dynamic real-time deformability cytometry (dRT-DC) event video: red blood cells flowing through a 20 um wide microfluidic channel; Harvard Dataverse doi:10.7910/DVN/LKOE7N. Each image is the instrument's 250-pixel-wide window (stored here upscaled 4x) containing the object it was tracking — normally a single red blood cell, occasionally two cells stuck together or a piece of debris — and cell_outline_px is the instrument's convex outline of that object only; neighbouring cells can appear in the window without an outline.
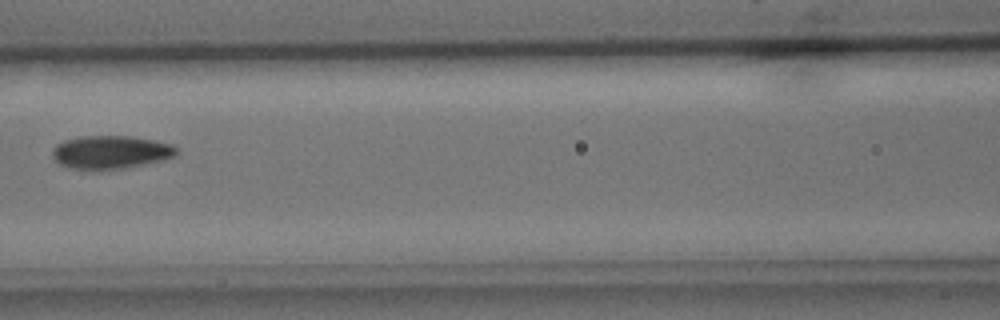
{"species": "common noctule bat (a hibernating species)", "species_latin": "Nyctalus noctula", "temperature_condition": "cold", "stored_images_in_passage": 3, "camera_frame_rate_fps": 3000, "um_per_image_px": 0.085, "animal": {"sex": "male", "body_mass_g": 15.6}, "frame": {"image": 1, "passage_image": 3, "time_ms": 2.333, "image_size_px": [1000, 320], "cell_outline_px": [[180, 152], [176, 156], [164, 160], [124, 168], [68, 168], [60, 164], [52, 156], [52, 148], [56, 144], [64, 140], [80, 136], [132, 136], [172, 144]], "centroid_in_image_um": [9.43, 12.91], "position_along_channel_um": 157.2, "area_um2": 23.87}}